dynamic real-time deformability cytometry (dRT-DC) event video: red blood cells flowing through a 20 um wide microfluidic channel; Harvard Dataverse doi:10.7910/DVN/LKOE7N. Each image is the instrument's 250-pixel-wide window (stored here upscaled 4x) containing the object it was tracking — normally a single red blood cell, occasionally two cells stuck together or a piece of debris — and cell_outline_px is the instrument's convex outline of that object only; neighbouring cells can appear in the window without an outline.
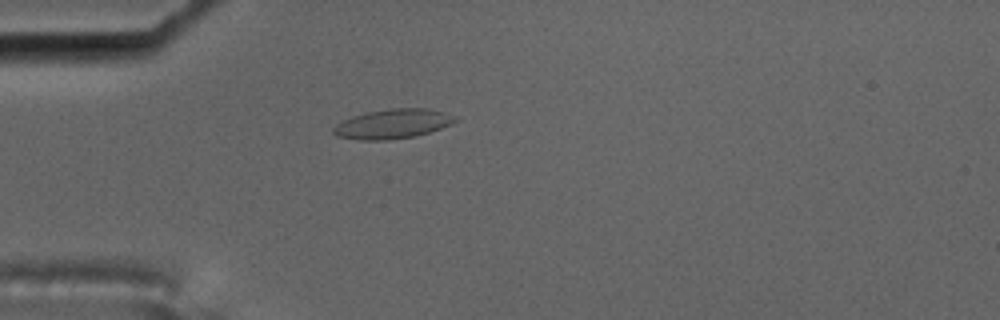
{"species": "common noctule bat (a hibernating species)", "species_latin": "Nyctalus noctula", "temperature_condition": "cold", "stored_images_in_passage": 2, "camera_frame_rate_fps": 3000, "um_per_image_px": 0.085, "animal": {"sex": "male", "body_mass_g": 17.5, "forearm_length_mm": 52.3}, "frame": {"image": 1, "passage_image": 1, "time_ms": 0.0, "image_size_px": [1000, 320], "cell_outline_px": [[460, 120], [452, 124], [416, 136], [388, 140], [360, 140], [336, 136], [332, 132], [332, 128], [336, 124], [352, 116], [364, 112], [388, 108], [428, 108], [444, 112], [456, 116]], "centroid_in_image_um": [33.39, 10.52], "position_along_channel_um": 51.6, "area_um2": 21.21}}